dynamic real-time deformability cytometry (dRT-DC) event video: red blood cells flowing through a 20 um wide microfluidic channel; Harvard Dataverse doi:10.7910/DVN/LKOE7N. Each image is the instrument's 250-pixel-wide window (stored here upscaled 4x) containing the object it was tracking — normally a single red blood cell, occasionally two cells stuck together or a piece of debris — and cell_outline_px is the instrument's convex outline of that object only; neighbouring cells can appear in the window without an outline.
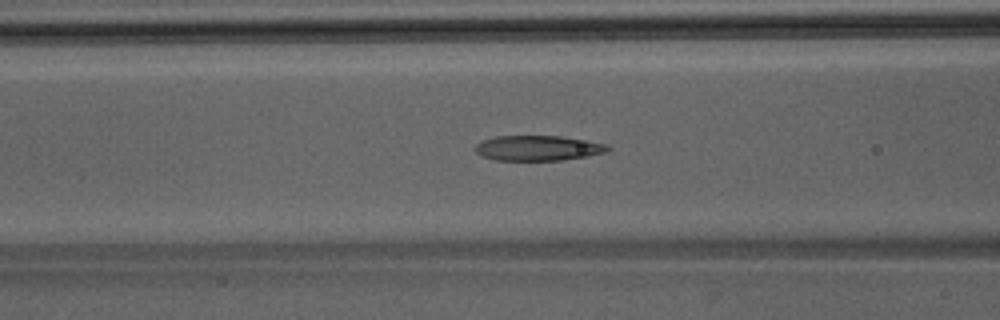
{"species": "Egyptian fruit bat (a non-hibernating species)", "species_latin": "Rousettus aegyptiacus", "temperature_condition": "room temperature", "stored_images_in_passage": 45, "camera_frame_rate_fps": 3000, "um_per_image_px": 0.085, "animal": {"sex": "male"}, "frame": {"image": 1, "passage_image": 17, "time_ms": 5.333, "image_size_px": [1000, 320], "cell_outline_px": [[612, 148], [604, 152], [588, 156], [564, 160], [496, 160], [480, 156], [476, 152], [476, 144], [484, 140], [496, 136], [560, 136], [588, 140], [608, 144]], "centroid_in_image_um": [45.76, 12.58], "position_along_channel_um": 120.8, "area_um2": 19.48}}
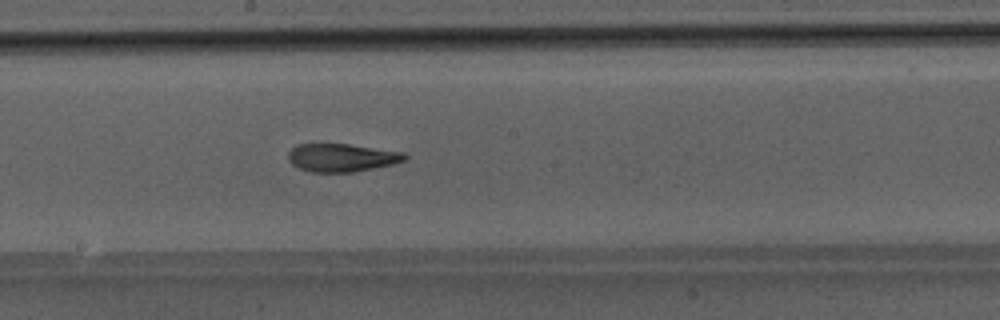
{"frame": {"image": 2, "passage_image": 24, "time_ms": 7.667, "image_size_px": [1000, 320], "cell_outline_px": [[408, 156], [404, 160], [392, 164], [352, 172], [312, 172], [300, 168], [292, 164], [288, 160], [288, 152], [296, 144], [348, 144], [404, 152]], "centroid_in_image_um": [29.02, 13.39], "position_along_channel_um": 219.2, "area_um2": 18.9}}
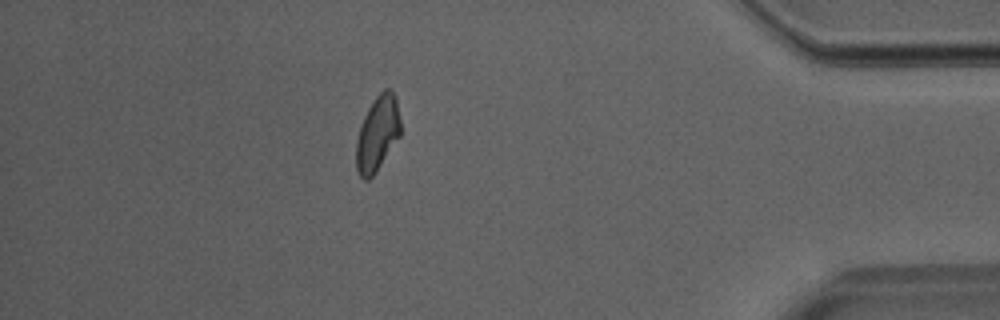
{"frame": {"image": 3, "passage_image": 39, "time_ms": 12.667, "image_size_px": [1000, 320], "cell_outline_px": [[400, 136], [372, 176], [368, 180], [364, 180], [356, 172], [356, 140], [360, 124], [372, 100], [384, 88], [392, 88], [396, 100], [400, 120]], "centroid_in_image_um": [32.06, 11.33], "position_along_channel_um": 403.1, "area_um2": 19.42}}